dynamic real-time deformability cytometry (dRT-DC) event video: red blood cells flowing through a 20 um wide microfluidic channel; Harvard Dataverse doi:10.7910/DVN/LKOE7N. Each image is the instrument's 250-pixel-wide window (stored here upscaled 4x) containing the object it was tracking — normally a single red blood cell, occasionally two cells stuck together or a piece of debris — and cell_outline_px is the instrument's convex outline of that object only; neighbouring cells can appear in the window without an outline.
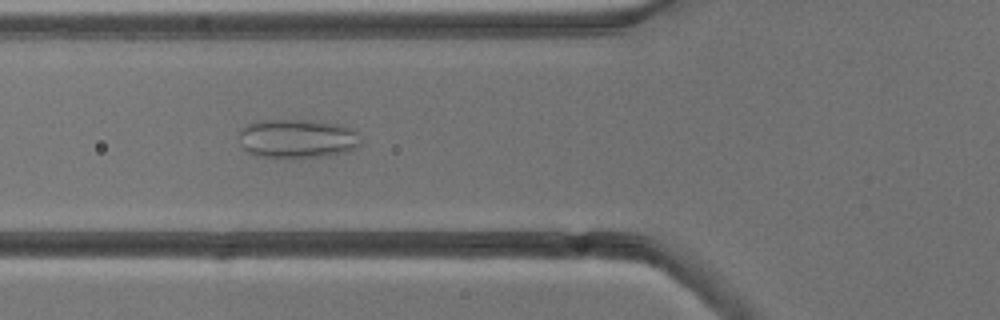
{"species": "common noctule bat (a hibernating species)", "species_latin": "Nyctalus noctula", "temperature_condition": "cold", "stored_images_in_passage": 7, "camera_frame_rate_fps": 3000, "um_per_image_px": 0.085, "animal": {"sex": "male", "body_mass_g": 13.3}, "frame": {"image": 1, "passage_image": 3, "time_ms": 3.0, "image_size_px": [1000, 320], "cell_outline_px": [[364, 144], [356, 148], [344, 152], [324, 156], [260, 156], [248, 152], [240, 144], [240, 132], [248, 124], [260, 120], [308, 120], [340, 124], [360, 132]], "centroid_in_image_um": [25.36, 11.75], "position_along_channel_um": 100.4, "area_um2": 27.46}}
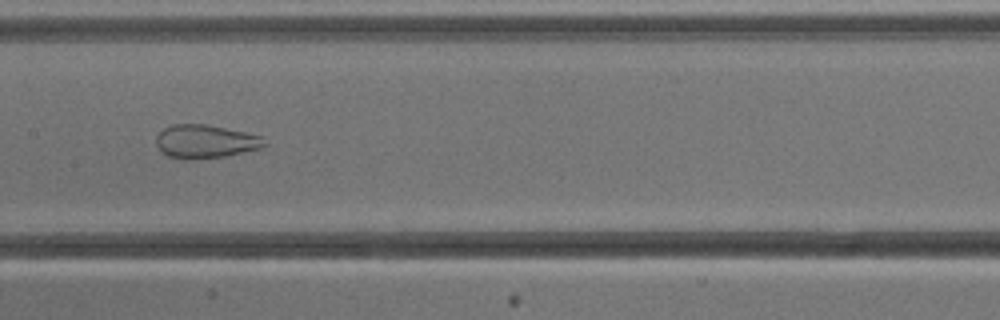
{"frame": {"image": 2, "passage_image": 5, "time_ms": 5.333, "image_size_px": [1000, 320], "cell_outline_px": [[268, 144], [260, 148], [224, 156], [196, 160], [184, 160], [168, 156], [156, 144], [156, 136], [164, 128], [172, 124], [208, 124], [264, 136]], "centroid_in_image_um": [17.48, 12.02], "position_along_channel_um": 189.9, "area_um2": 21.27}}
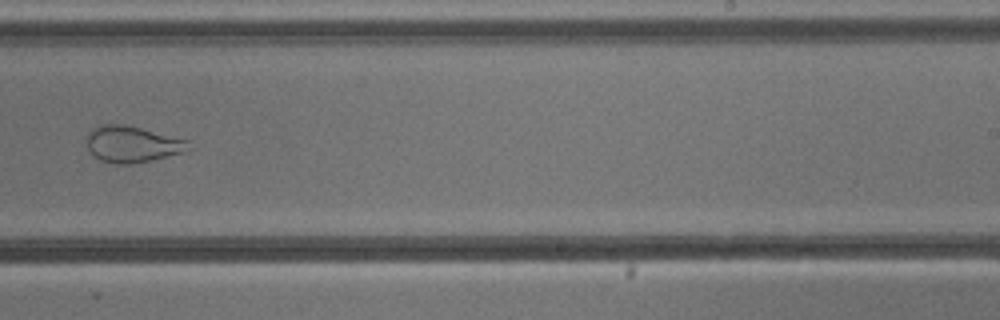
{"frame": {"image": 3, "passage_image": 7, "time_ms": 7.667, "image_size_px": [1000, 320], "cell_outline_px": [[192, 148], [184, 152], [148, 160], [128, 164], [116, 164], [100, 160], [92, 156], [88, 148], [84, 136], [92, 128], [104, 124], [124, 124], [188, 140]], "centroid_in_image_um": [11.18, 12.25], "position_along_channel_um": 277.8, "area_um2": 21.56}}